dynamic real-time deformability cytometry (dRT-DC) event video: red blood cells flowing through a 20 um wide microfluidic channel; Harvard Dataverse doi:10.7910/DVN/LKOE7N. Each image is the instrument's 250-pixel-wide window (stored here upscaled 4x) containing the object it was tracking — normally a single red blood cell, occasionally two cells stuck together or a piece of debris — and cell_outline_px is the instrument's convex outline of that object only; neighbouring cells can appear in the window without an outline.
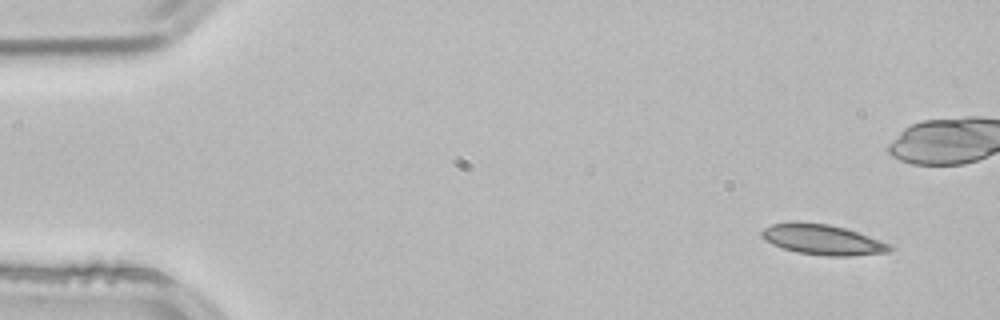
{"species": "common noctule bat (a hibernating species)", "species_latin": "Nyctalus noctula", "temperature_condition": "room temperature", "stored_images_in_passage": 4, "camera_frame_rate_fps": 3000, "um_per_image_px": 0.085, "animal": {"sex": "male", "body_mass_g": 21.5, "forearm_length_mm": 52.0}, "frame": {"image": 1, "passage_image": 4, "time_ms": 1.0, "image_size_px": [1000, 320], "cell_outline_px": [[892, 248], [888, 252], [852, 256], [828, 256], [796, 252], [772, 244], [764, 240], [760, 236], [760, 232], [764, 228], [772, 224], [828, 224], [844, 228], [880, 240], [888, 244]], "centroid_in_image_um": [69.91, 20.4], "position_along_channel_um": 15.1, "area_um2": 21.85}}